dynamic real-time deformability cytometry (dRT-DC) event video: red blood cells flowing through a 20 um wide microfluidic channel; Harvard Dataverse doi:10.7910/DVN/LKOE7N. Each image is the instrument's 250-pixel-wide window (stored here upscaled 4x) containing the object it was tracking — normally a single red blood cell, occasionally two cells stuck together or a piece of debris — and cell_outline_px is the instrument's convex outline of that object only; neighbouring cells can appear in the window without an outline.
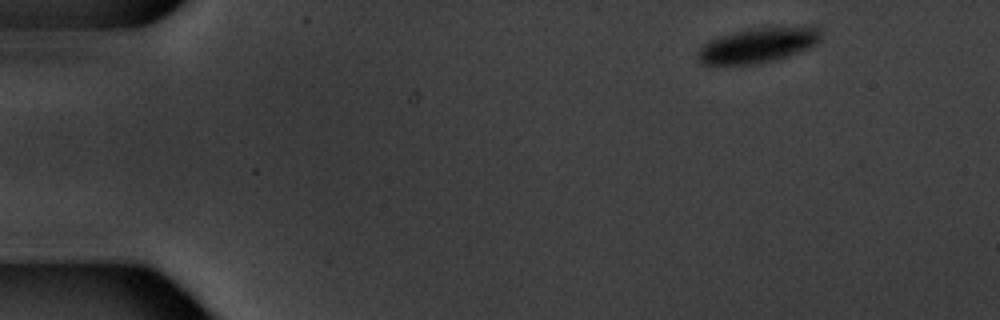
{"species": "common noctule bat (a hibernating species)", "species_latin": "Nyctalus noctula", "temperature_condition": "warm", "stored_images_in_passage": 4, "camera_frame_rate_fps": 3000, "um_per_image_px": 0.085, "animal": {"sex": "male", "body_mass_g": 20.1, "forearm_length_mm": 53.5}, "frame": {"image": 1, "passage_image": 1, "time_ms": 0.0, "image_size_px": [1000, 320], "cell_outline_px": [[820, 40], [816, 44], [808, 48], [788, 56], [772, 60], [752, 64], [704, 64], [696, 56], [696, 52], [704, 44], [712, 40], [736, 32], [752, 28], [804, 24], [812, 24], [820, 28]], "centroid_in_image_um": [64.54, 3.8], "position_along_channel_um": 20.5, "area_um2": 25.14}}
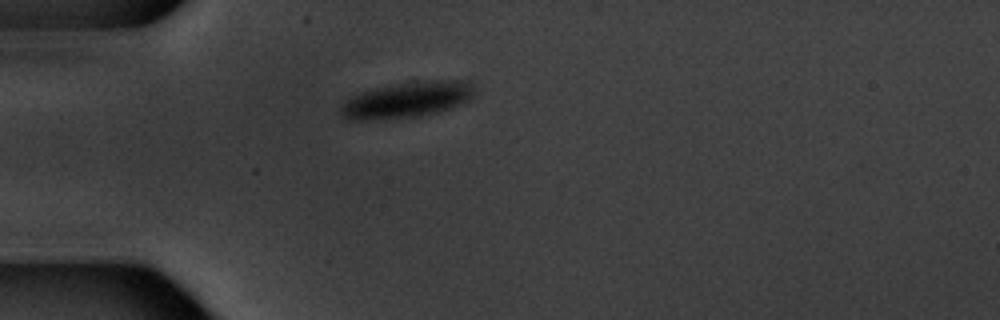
{"frame": {"image": 2, "passage_image": 4, "time_ms": 3.333, "image_size_px": [1000, 320], "cell_outline_px": [[472, 96], [468, 100], [452, 108], [420, 116], [364, 120], [348, 120], [340, 112], [340, 104], [344, 100], [360, 92], [408, 80], [464, 80], [472, 84]], "centroid_in_image_um": [34.55, 8.46], "position_along_channel_um": 50.5, "area_um2": 28.09}}